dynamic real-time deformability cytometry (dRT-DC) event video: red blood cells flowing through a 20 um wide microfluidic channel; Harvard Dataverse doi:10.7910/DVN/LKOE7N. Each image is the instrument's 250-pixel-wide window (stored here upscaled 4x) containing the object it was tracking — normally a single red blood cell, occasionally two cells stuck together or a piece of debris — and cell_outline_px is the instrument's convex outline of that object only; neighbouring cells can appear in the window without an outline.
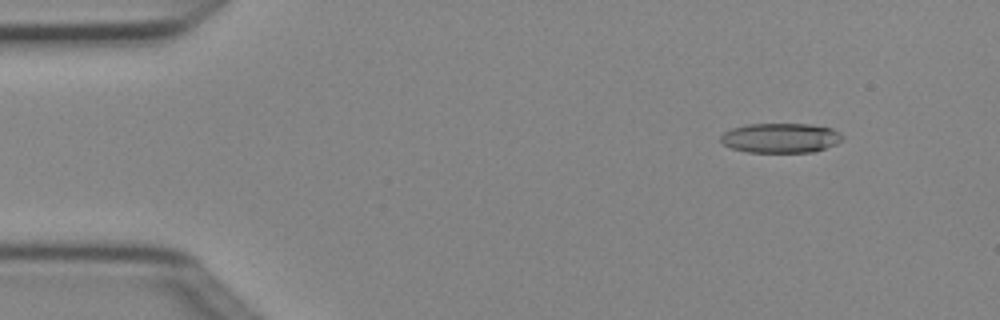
{"species": "Egyptian fruit bat (a non-hibernating species)", "species_latin": "Rousettus aegyptiacus", "temperature_condition": "cold", "stored_images_in_passage": 4, "camera_frame_rate_fps": 3000, "um_per_image_px": 0.085, "animal": {"sex": "female"}, "frame": {"image": 1, "passage_image": 2, "time_ms": 0.333, "image_size_px": [1000, 320], "cell_outline_px": [[844, 140], [836, 144], [812, 152], [748, 152], [732, 148], [724, 144], [720, 140], [720, 136], [724, 132], [732, 128], [748, 124], [808, 124], [832, 128], [840, 132], [844, 136]], "centroid_in_image_um": [66.38, 11.72], "position_along_channel_um": 18.6, "area_um2": 21.1}}
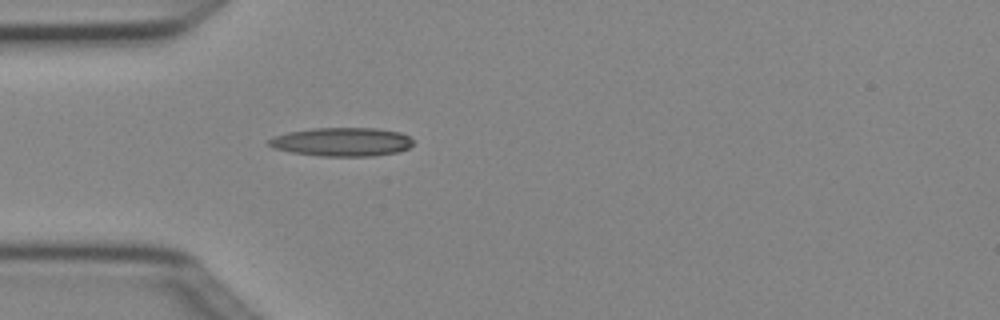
{"frame": {"image": 2, "passage_image": 4, "time_ms": 1.0, "image_size_px": [1000, 320], "cell_outline_px": [[412, 144], [408, 148], [396, 152], [372, 156], [320, 156], [292, 152], [272, 148], [268, 144], [268, 140], [272, 136], [288, 132], [312, 128], [376, 128], [400, 132], [408, 136], [412, 140]], "centroid_in_image_um": [29.02, 12.05], "position_along_channel_um": 56.0, "area_um2": 24.1}}